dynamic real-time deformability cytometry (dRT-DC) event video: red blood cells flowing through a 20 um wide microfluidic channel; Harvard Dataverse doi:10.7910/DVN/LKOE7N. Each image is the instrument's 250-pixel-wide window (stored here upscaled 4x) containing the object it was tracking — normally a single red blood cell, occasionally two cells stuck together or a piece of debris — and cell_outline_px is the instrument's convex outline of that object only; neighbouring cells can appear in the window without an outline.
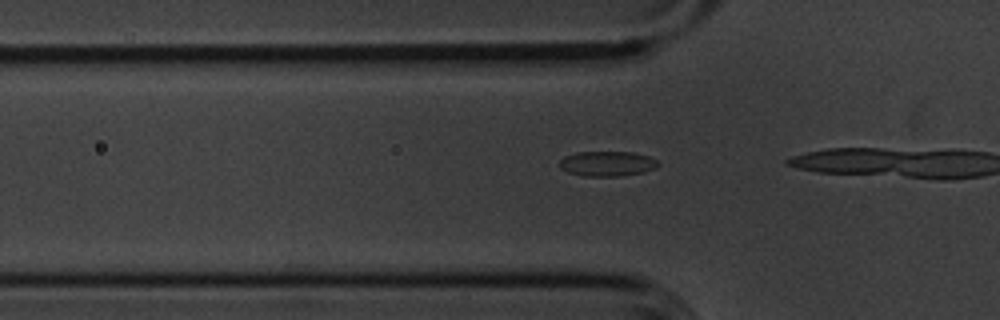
{"species": "common noctule bat (a hibernating species)", "species_latin": "Nyctalus noctula", "temperature_condition": "cold", "stored_images_in_passage": 16, "camera_frame_rate_fps": 3000, "um_per_image_px": 0.085, "animal": {"sex": "male", "body_mass_g": 20.1, "forearm_length_mm": 53.5}, "frame": {"image": 1, "passage_image": 14, "time_ms": 4.333, "image_size_px": [1000, 320], "cell_outline_px": [[660, 164], [656, 168], [644, 172], [616, 176], [584, 176], [568, 172], [560, 168], [560, 160], [564, 156], [576, 152], [632, 152], [648, 156], [656, 160]], "centroid_in_image_um": [51.61, 13.91], "position_along_channel_um": 74.2, "area_um2": 14.33}}